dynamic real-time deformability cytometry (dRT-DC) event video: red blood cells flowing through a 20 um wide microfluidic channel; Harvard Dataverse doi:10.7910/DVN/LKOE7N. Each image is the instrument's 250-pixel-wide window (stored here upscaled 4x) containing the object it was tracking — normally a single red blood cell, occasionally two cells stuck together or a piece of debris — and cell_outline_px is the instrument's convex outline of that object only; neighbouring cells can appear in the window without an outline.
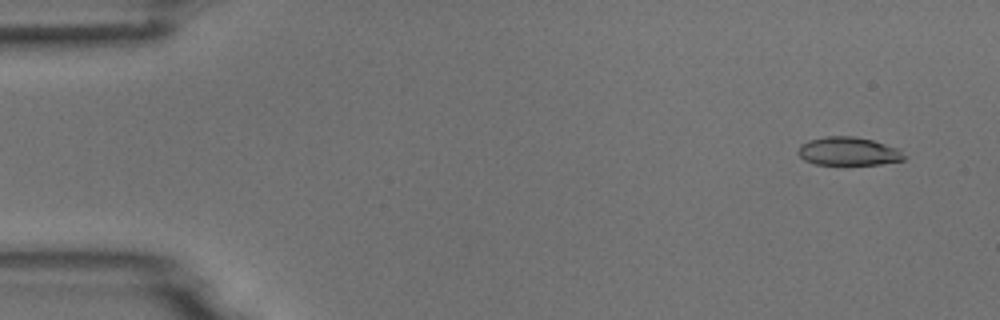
{"species": "common noctule bat (a hibernating species)", "species_latin": "Nyctalus noctula", "temperature_condition": "room temperature", "stored_images_in_passage": 5, "camera_frame_rate_fps": 3000, "um_per_image_px": 0.085, "animal": {"sex": "male", "body_mass_g": 18.8}, "frame": {"image": 1, "passage_image": 2, "time_ms": 0.333, "image_size_px": [1000, 320], "cell_outline_px": [[908, 156], [904, 160], [880, 164], [816, 164], [804, 160], [796, 152], [800, 144], [808, 140], [824, 136], [852, 136], [872, 140], [900, 148]], "centroid_in_image_um": [72.14, 12.85], "position_along_channel_um": 12.9, "area_um2": 17.74}}
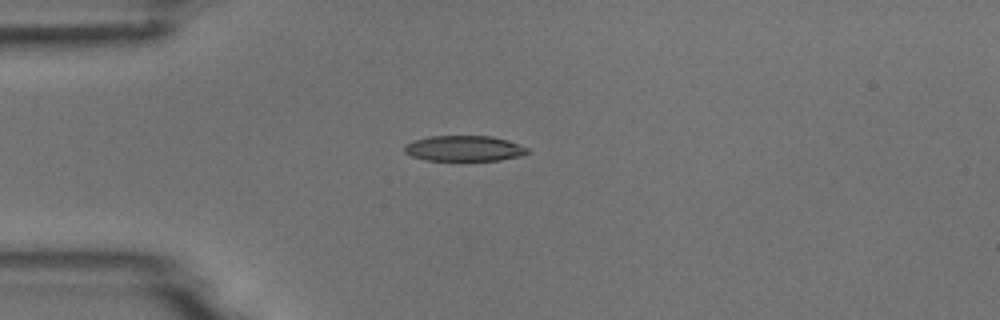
{"frame": {"image": 2, "passage_image": 5, "time_ms": 1.333, "image_size_px": [1000, 320], "cell_outline_px": [[528, 152], [520, 156], [500, 160], [424, 160], [412, 156], [404, 152], [404, 144], [412, 140], [428, 136], [492, 136], [508, 140], [528, 148]], "centroid_in_image_um": [39.41, 12.61], "position_along_channel_um": 45.6, "area_um2": 18.38}}